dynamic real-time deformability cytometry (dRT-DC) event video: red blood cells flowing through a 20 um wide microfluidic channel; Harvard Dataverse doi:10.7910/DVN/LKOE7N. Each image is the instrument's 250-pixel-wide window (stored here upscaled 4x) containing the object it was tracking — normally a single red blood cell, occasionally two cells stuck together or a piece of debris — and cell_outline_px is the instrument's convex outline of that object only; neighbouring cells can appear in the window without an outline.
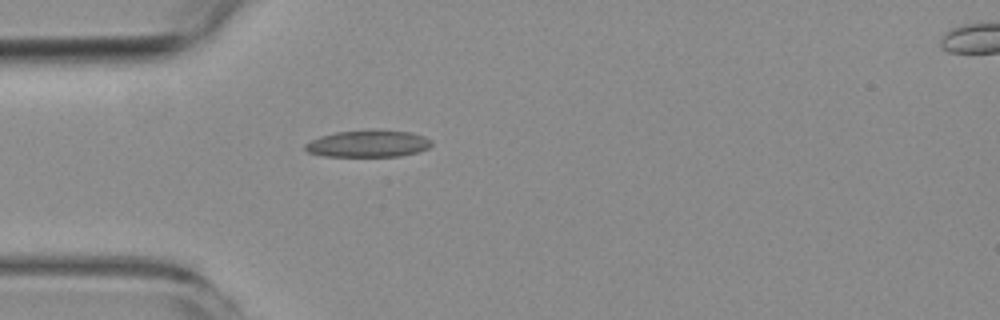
{"species": "common noctule bat (a hibernating species)", "species_latin": "Nyctalus noctula", "temperature_condition": "room temperature", "stored_images_in_passage": 2, "camera_frame_rate_fps": 3000, "um_per_image_px": 0.085, "animal": {"sex": "female", "body_mass_g": 19.3, "forearm_length_mm": 54.1}, "frame": {"image": 1, "passage_image": 1, "time_ms": 0.0, "image_size_px": [1000, 320], "cell_outline_px": [[432, 144], [428, 148], [416, 152], [400, 156], [324, 156], [308, 152], [304, 148], [304, 144], [320, 136], [336, 132], [412, 132], [424, 136], [432, 140]], "centroid_in_image_um": [31.28, 12.25], "position_along_channel_um": 53.7, "area_um2": 19.07}}